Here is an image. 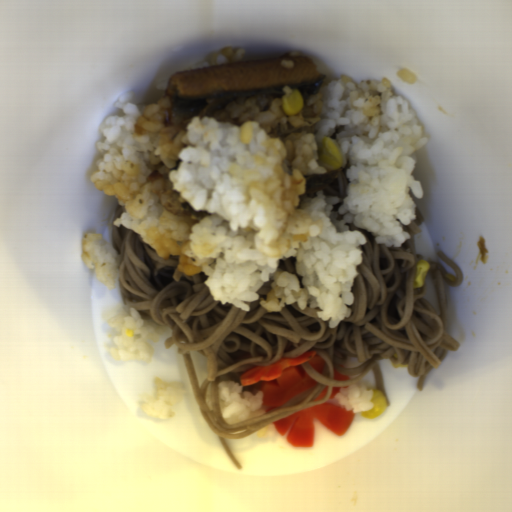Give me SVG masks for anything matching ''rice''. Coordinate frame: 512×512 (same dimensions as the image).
I'll list each match as a JSON object with an SVG mask.
<instances>
[{"label": "rice", "mask_w": 512, "mask_h": 512, "mask_svg": "<svg viewBox=\"0 0 512 512\" xmlns=\"http://www.w3.org/2000/svg\"><path fill=\"white\" fill-rule=\"evenodd\" d=\"M279 87L192 104L168 97L137 106L134 91L115 103L96 143L90 179L117 198L113 225L138 234L177 270L204 273L213 300L245 311L316 308L336 328L350 318L351 293L367 238L401 247L416 218L422 184L413 176L426 145L421 123L388 78L323 81L297 89L298 113L286 114ZM338 146L342 165L322 161V142ZM343 170L345 198L305 195L308 177Z\"/></svg>", "instance_id": "1"}, {"label": "rice", "mask_w": 512, "mask_h": 512, "mask_svg": "<svg viewBox=\"0 0 512 512\" xmlns=\"http://www.w3.org/2000/svg\"><path fill=\"white\" fill-rule=\"evenodd\" d=\"M112 339L106 352L115 361L150 362L152 344L162 340L165 328L139 316L135 308L108 319Z\"/></svg>", "instance_id": "2"}, {"label": "rice", "mask_w": 512, "mask_h": 512, "mask_svg": "<svg viewBox=\"0 0 512 512\" xmlns=\"http://www.w3.org/2000/svg\"><path fill=\"white\" fill-rule=\"evenodd\" d=\"M81 260L104 288L115 289L121 256L104 235L98 232H88L84 235Z\"/></svg>", "instance_id": "3"}, {"label": "rice", "mask_w": 512, "mask_h": 512, "mask_svg": "<svg viewBox=\"0 0 512 512\" xmlns=\"http://www.w3.org/2000/svg\"><path fill=\"white\" fill-rule=\"evenodd\" d=\"M217 394L219 411L226 424L243 422L262 416L266 412L261 391L252 394L233 380L219 383Z\"/></svg>", "instance_id": "4"}, {"label": "rice", "mask_w": 512, "mask_h": 512, "mask_svg": "<svg viewBox=\"0 0 512 512\" xmlns=\"http://www.w3.org/2000/svg\"><path fill=\"white\" fill-rule=\"evenodd\" d=\"M155 394L143 402H139L141 411L152 418H173L177 412L178 403L184 397L186 390L180 383H167L156 380Z\"/></svg>", "instance_id": "5"}, {"label": "rice", "mask_w": 512, "mask_h": 512, "mask_svg": "<svg viewBox=\"0 0 512 512\" xmlns=\"http://www.w3.org/2000/svg\"><path fill=\"white\" fill-rule=\"evenodd\" d=\"M374 390H369L364 385H350L341 388L333 397L331 403L343 407L346 411L354 413L368 412L373 409L371 402Z\"/></svg>", "instance_id": "6"}, {"label": "rice", "mask_w": 512, "mask_h": 512, "mask_svg": "<svg viewBox=\"0 0 512 512\" xmlns=\"http://www.w3.org/2000/svg\"><path fill=\"white\" fill-rule=\"evenodd\" d=\"M246 53L247 52L242 49L241 50H231L229 48H223L222 50L217 52L210 61L194 63L190 69L226 64V63L242 62Z\"/></svg>", "instance_id": "7"}]
</instances>
